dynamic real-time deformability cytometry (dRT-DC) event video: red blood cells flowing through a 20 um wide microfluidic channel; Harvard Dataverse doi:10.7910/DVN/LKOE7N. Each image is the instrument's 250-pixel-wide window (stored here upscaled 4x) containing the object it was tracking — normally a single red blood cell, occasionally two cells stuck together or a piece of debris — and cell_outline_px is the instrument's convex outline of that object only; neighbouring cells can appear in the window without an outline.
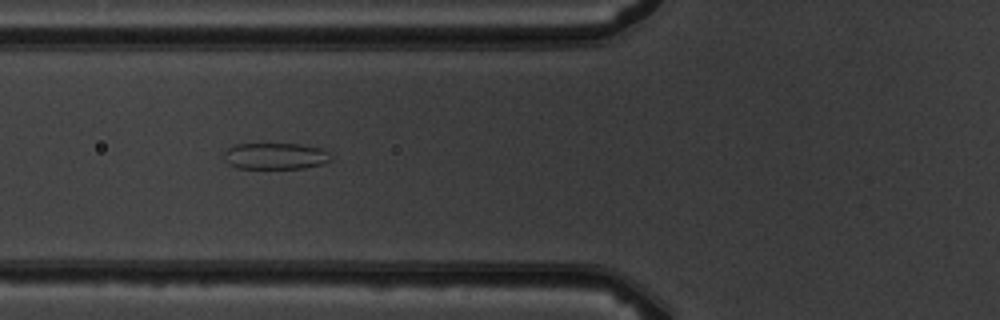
{"species": "common noctule bat (a hibernating species)", "species_latin": "Nyctalus noctula", "temperature_condition": "warm", "stored_images_in_passage": 7, "camera_frame_rate_fps": 3000, "um_per_image_px": 0.085, "animal": {"sex": "male", "body_mass_g": 19.5, "forearm_length_mm": 54.6}, "frame": {"image": 1, "passage_image": 5, "time_ms": 5.333, "image_size_px": [1000, 320], "cell_outline_px": [[332, 160], [320, 164], [304, 168], [236, 168], [228, 164], [224, 160], [224, 152], [228, 148], [236, 144], [300, 144], [320, 148], [328, 152], [332, 156]], "centroid_in_image_um": [23.39, 13.27], "position_along_channel_um": 102.4, "area_um2": 16.47}}
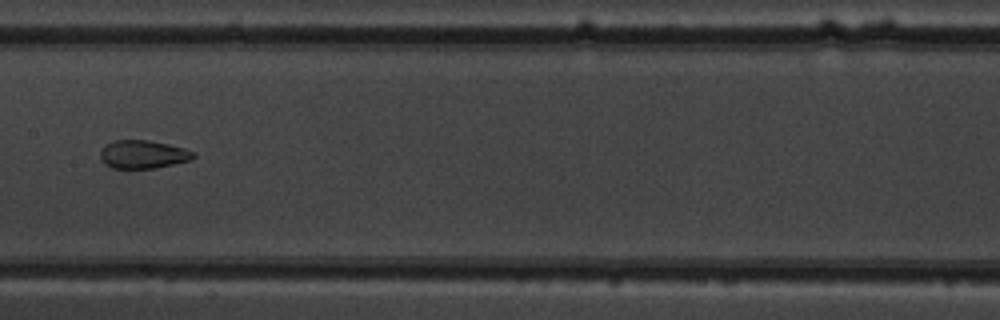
{"frame": {"image": 2, "passage_image": 7, "time_ms": 7.667, "image_size_px": [1000, 320], "cell_outline_px": [[196, 156], [192, 160], [156, 168], [112, 168], [104, 164], [100, 160], [100, 152], [108, 144], [116, 140], [148, 140], [168, 144], [184, 148], [196, 152]], "centroid_in_image_um": [12.2, 13.13], "position_along_channel_um": 195.2, "area_um2": 15.37}}